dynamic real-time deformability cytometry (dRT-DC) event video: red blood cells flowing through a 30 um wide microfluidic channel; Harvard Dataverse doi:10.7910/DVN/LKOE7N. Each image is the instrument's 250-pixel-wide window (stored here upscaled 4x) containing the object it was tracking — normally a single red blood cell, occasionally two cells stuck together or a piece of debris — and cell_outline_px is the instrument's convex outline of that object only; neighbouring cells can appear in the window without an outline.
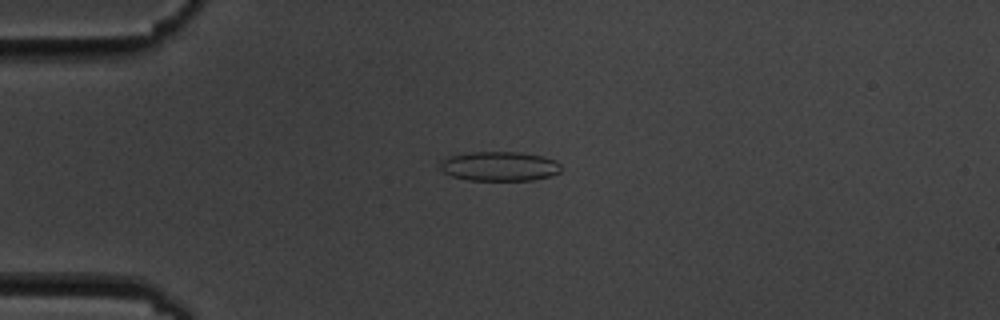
{"species": "common noctule bat (a hibernating species)", "species_latin": "Nyctalus noctula", "temperature_condition": "cold", "stored_images_in_passage": 5, "camera_frame_rate_fps": 3000, "um_per_image_px": 0.085, "animal": {"sex": "male", "body_mass_g": 19.5, "forearm_length_mm": 54.6}, "frame": {"image": 1, "passage_image": 4, "time_ms": 3.333, "image_size_px": [1000, 320], "cell_outline_px": [[560, 172], [552, 176], [532, 180], [468, 180], [452, 176], [444, 172], [440, 168], [440, 160], [452, 156], [472, 152], [520, 152], [544, 156], [556, 160], [560, 164]], "centroid_in_image_um": [42.49, 14.13], "position_along_channel_um": 42.5, "area_um2": 20.81}}